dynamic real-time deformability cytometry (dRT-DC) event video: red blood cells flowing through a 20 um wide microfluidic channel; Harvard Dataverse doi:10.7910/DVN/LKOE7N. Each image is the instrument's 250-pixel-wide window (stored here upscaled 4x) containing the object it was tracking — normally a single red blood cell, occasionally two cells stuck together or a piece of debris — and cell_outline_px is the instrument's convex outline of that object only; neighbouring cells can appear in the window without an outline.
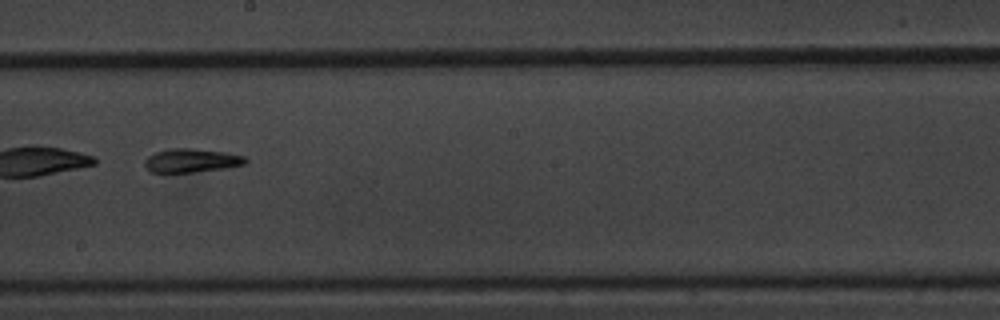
{"species": "common noctule bat (a hibernating species)", "species_latin": "Nyctalus noctula", "temperature_condition": "warm", "stored_images_in_passage": 60, "segment_of_instrument_passage": [2, 3], "camera_frame_rate_fps": 3000, "um_per_image_px": 0.085, "animal": {"sex": "male", "body_mass_g": 20.1, "forearm_length_mm": 53.5}, "frame": {"image": 1, "passage_image": 34, "time_ms": 11.0, "image_size_px": [1000, 320], "cell_outline_px": [[248, 164], [228, 168], [192, 172], [152, 172], [144, 164], [144, 160], [148, 156], [156, 152], [172, 148], [188, 148], [224, 152], [244, 156], [248, 160]], "centroid_in_image_um": [16.32, 13.65], "position_along_channel_um": 231.9, "area_um2": 13.87}}
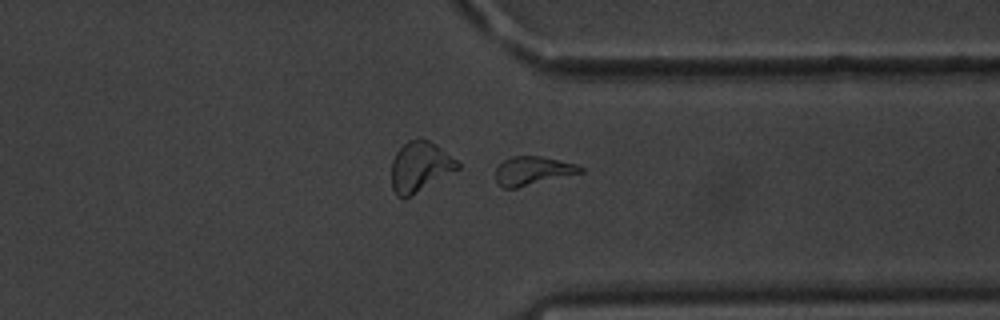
{"frame": {"image": 2, "passage_image": 46, "time_ms": 15.0, "image_size_px": [1000, 320], "cell_outline_px": [[584, 172], [516, 188], [504, 188], [496, 180], [496, 168], [504, 160], [512, 156], [540, 156], [576, 164], [584, 168]], "centroid_in_image_um": [45.29, 14.51], "position_along_channel_um": 366.1, "area_um2": 13.99}}